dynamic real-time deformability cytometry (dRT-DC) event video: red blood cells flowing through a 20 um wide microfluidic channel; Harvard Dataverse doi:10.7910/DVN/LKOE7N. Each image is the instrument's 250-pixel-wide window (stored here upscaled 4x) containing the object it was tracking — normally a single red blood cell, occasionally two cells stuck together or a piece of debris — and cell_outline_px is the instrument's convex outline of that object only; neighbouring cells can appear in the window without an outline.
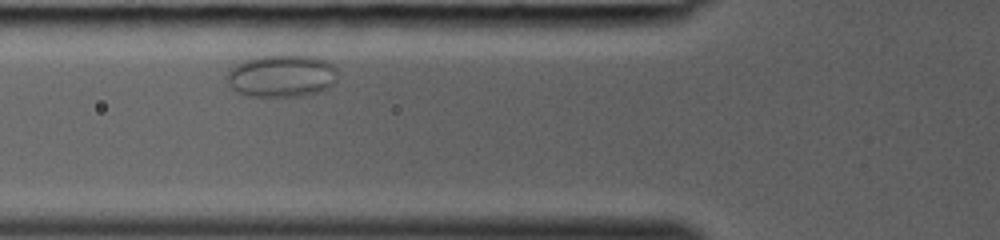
{"species": "common noctule bat (a hibernating species)", "species_latin": "Nyctalus noctula", "temperature_condition": "room temperature", "stored_images_in_passage": 3, "camera_frame_rate_fps": 3000, "um_per_image_px": 0.085, "animal": {"sex": "female", "body_mass_g": 19.0, "forearm_length_mm": 53.3}, "frame": {"image": 1, "passage_image": 2, "time_ms": 0.333, "image_size_px": [1000, 240], "cell_outline_px": [[336, 80], [328, 88], [316, 92], [300, 96], [244, 96], [236, 92], [224, 80], [224, 76], [236, 64], [244, 60], [260, 56], [316, 56], [332, 64], [336, 68]], "centroid_in_image_um": [23.89, 6.46], "position_along_channel_um": 101.9, "area_um2": 27.4}}